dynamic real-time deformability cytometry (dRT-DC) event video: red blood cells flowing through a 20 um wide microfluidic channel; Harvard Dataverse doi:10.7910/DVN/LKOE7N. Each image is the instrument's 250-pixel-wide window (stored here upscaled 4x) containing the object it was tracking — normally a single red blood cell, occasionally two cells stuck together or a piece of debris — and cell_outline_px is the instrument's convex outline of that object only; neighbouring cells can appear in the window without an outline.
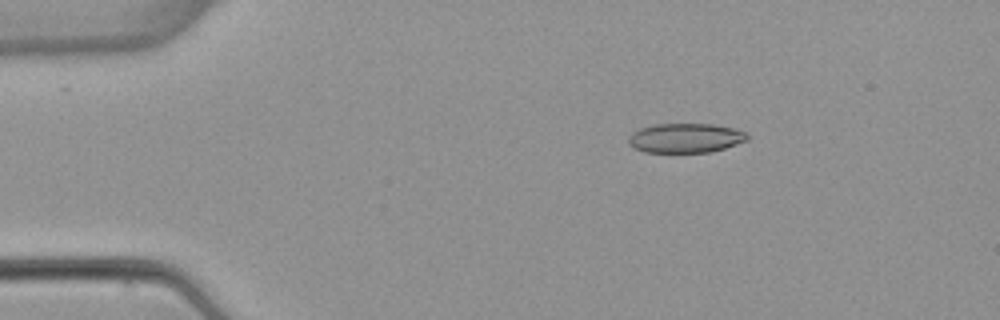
{"species": "common noctule bat (a hibernating species)", "species_latin": "Nyctalus noctula", "temperature_condition": "warm", "stored_images_in_passage": 4, "camera_frame_rate_fps": 3000, "um_per_image_px": 0.085, "animal": {"sex": "female", "body_mass_g": 22.7, "forearm_length_mm": 54.2}, "frame": {"image": 1, "passage_image": 2, "time_ms": 1.333, "image_size_px": [1000, 320], "cell_outline_px": [[748, 140], [712, 152], [644, 152], [628, 144], [628, 136], [632, 132], [640, 128], [656, 124], [712, 124], [736, 128], [744, 132], [748, 136]], "centroid_in_image_um": [58.26, 11.73], "position_along_channel_um": 26.7, "area_um2": 20.4}}
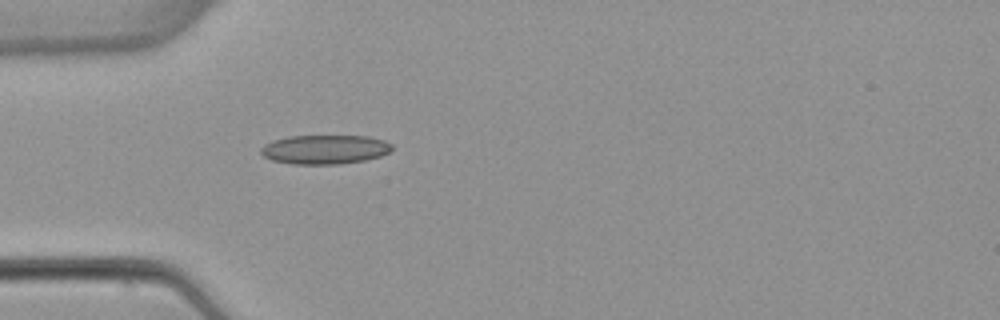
{"frame": {"image": 2, "passage_image": 4, "time_ms": 3.667, "image_size_px": [1000, 320], "cell_outline_px": [[392, 148], [388, 152], [380, 156], [364, 160], [340, 164], [292, 164], [272, 160], [264, 156], [260, 152], [260, 148], [264, 144], [272, 140], [288, 136], [368, 136], [384, 140], [392, 144]], "centroid_in_image_um": [27.58, 12.7], "position_along_channel_um": 57.4, "area_um2": 22.31}}